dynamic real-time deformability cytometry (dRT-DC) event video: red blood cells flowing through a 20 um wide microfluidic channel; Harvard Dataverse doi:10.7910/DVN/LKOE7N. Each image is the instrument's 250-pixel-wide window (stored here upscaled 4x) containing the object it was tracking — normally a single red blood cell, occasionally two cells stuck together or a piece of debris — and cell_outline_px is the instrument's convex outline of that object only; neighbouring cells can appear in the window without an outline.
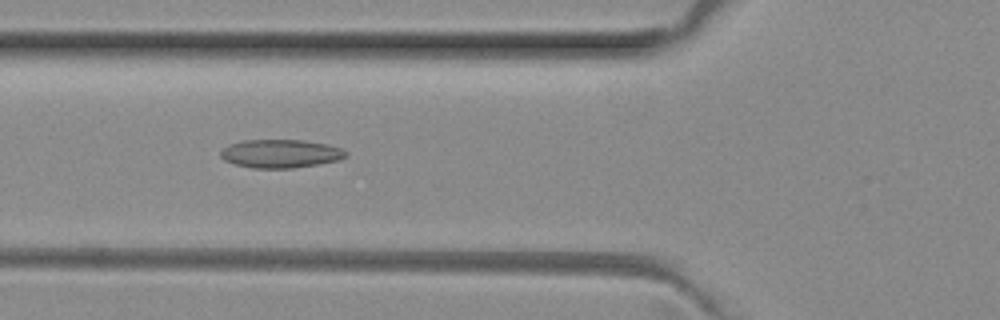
{"species": "common noctule bat (a hibernating species)", "species_latin": "Nyctalus noctula", "temperature_condition": "room temperature", "stored_images_in_passage": 8, "camera_frame_rate_fps": 3000, "um_per_image_px": 0.085, "animal": {"sex": "female", "body_mass_g": 29.2, "forearm_length_mm": 56.3}, "frame": {"image": 1, "passage_image": 6, "time_ms": 1.667, "image_size_px": [1000, 320], "cell_outline_px": [[348, 156], [340, 160], [292, 168], [252, 168], [236, 164], [224, 160], [220, 156], [220, 152], [228, 144], [244, 140], [304, 140], [328, 144], [340, 148], [348, 152]], "centroid_in_image_um": [23.86, 13.05], "position_along_channel_um": 101.9, "area_um2": 20.75}}
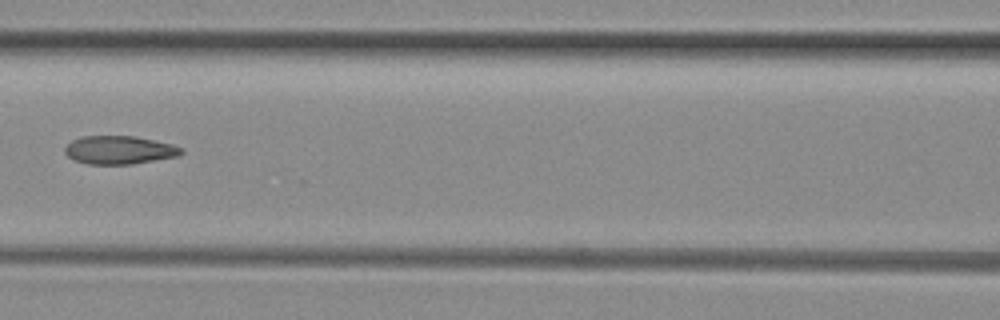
{"frame": {"image": 2, "passage_image": 7, "time_ms": 2.0, "image_size_px": [1000, 320], "cell_outline_px": [[184, 152], [180, 156], [132, 164], [88, 164], [72, 160], [64, 152], [64, 148], [72, 140], [80, 136], [136, 136], [172, 144], [184, 148]], "centroid_in_image_um": [10.15, 12.75], "position_along_channel_um": 156.4, "area_um2": 19.42}}
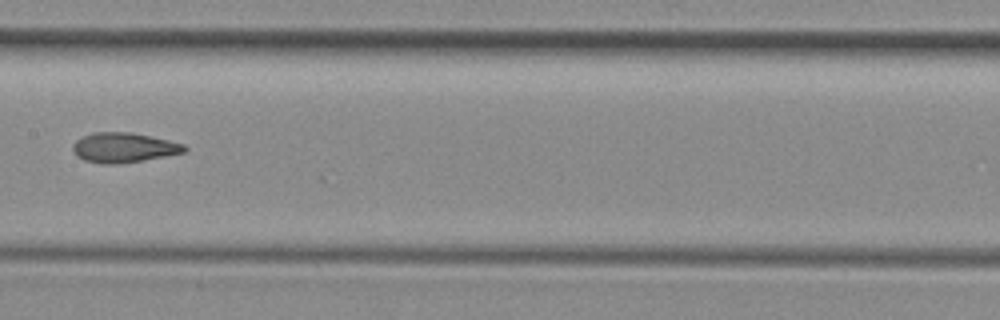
{"frame": {"image": 3, "passage_image": 8, "time_ms": 2.333, "image_size_px": [1000, 320], "cell_outline_px": [[188, 148], [184, 152], [144, 160], [116, 164], [104, 164], [84, 160], [76, 156], [72, 148], [72, 144], [80, 136], [92, 132], [132, 132], [168, 140], [184, 144]], "centroid_in_image_um": [10.47, 12.53], "position_along_channel_um": 196.9, "area_um2": 19.48}}